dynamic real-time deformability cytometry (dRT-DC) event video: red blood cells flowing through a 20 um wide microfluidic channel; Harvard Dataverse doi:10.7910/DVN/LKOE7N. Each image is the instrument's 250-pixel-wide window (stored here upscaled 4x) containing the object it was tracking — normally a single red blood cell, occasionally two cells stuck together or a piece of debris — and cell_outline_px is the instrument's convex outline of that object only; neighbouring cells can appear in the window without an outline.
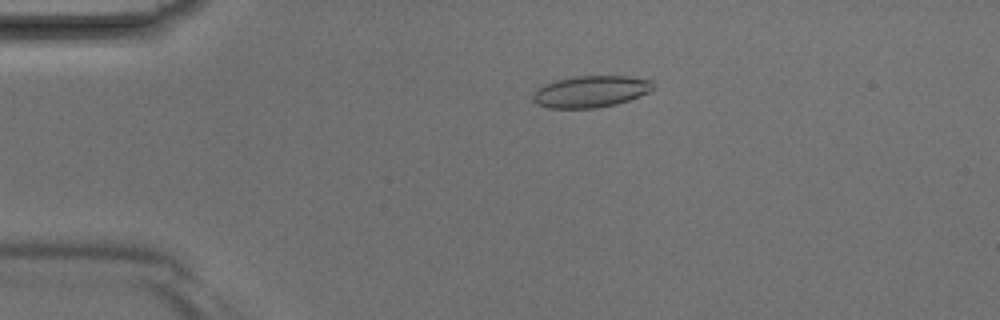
{"species": "Egyptian fruit bat (a non-hibernating species)", "species_latin": "Rousettus aegyptiacus", "temperature_condition": "room temperature", "stored_images_in_passage": 35, "camera_frame_rate_fps": 3000, "um_per_image_px": 0.085, "animal": {"sex": "male"}, "frame": {"image": 1, "passage_image": 3, "time_ms": 0.667, "image_size_px": [1000, 320], "cell_outline_px": [[656, 84], [648, 92], [628, 100], [616, 104], [596, 108], [548, 108], [536, 104], [532, 100], [532, 96], [536, 88], [544, 84], [556, 80], [576, 76], [628, 76], [652, 80]], "centroid_in_image_um": [50.18, 7.78], "position_along_channel_um": 34.8, "area_um2": 22.25}}
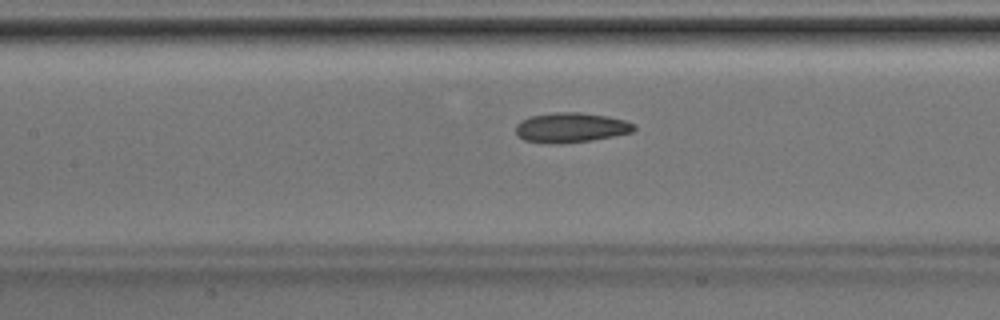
{"frame": {"image": 2, "passage_image": 13, "time_ms": 4.0, "image_size_px": [1000, 320], "cell_outline_px": [[636, 128], [632, 132], [592, 140], [556, 144], [544, 144], [524, 140], [516, 132], [516, 124], [520, 120], [528, 116], [556, 112], [580, 112], [608, 116], [624, 120], [636, 124]], "centroid_in_image_um": [48.5, 10.84], "position_along_channel_um": 158.9, "area_um2": 20.75}}
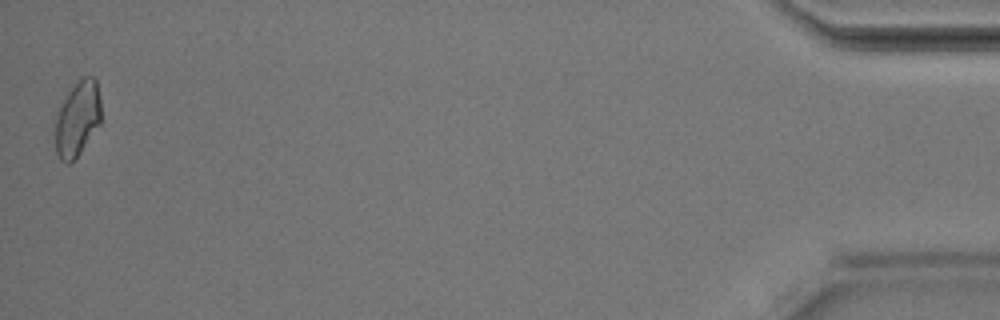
{"frame": {"image": 3, "passage_image": 35, "time_ms": 11.333, "image_size_px": [1000, 320], "cell_outline_px": [[100, 124], [80, 152], [68, 164], [60, 160], [56, 152], [56, 116], [68, 92], [84, 76], [92, 76], [96, 80], [100, 96]], "centroid_in_image_um": [6.6, 10.09], "position_along_channel_um": 428.6, "area_um2": 19.59}}